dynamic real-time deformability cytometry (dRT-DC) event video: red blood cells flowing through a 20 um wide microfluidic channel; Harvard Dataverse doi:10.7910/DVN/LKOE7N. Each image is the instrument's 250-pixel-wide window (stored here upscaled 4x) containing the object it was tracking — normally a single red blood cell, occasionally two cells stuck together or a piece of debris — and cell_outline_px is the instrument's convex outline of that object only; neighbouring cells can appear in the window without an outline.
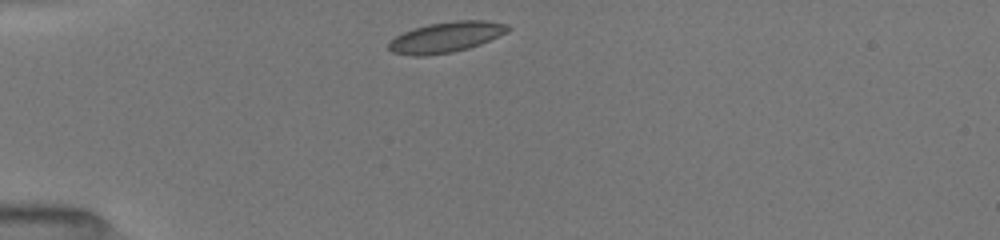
{"species": "common noctule bat (a hibernating species)", "species_latin": "Nyctalus noctula", "temperature_condition": "room temperature", "stored_images_in_passage": 38, "camera_frame_rate_fps": 3000, "um_per_image_px": 0.085, "animal": {"sex": "female", "body_mass_g": 19.5, "forearm_length_mm": 54.1}, "frame": {"image": 1, "passage_image": 1, "time_ms": 0.0, "image_size_px": [1000, 240], "cell_outline_px": [[512, 28], [480, 44], [468, 48], [452, 52], [424, 56], [412, 56], [392, 52], [388, 48], [388, 44], [396, 36], [412, 28], [428, 24], [452, 20], [488, 20], [508, 24]], "centroid_in_image_um": [37.89, 3.14], "position_along_channel_um": 47.1, "area_um2": 21.15}}
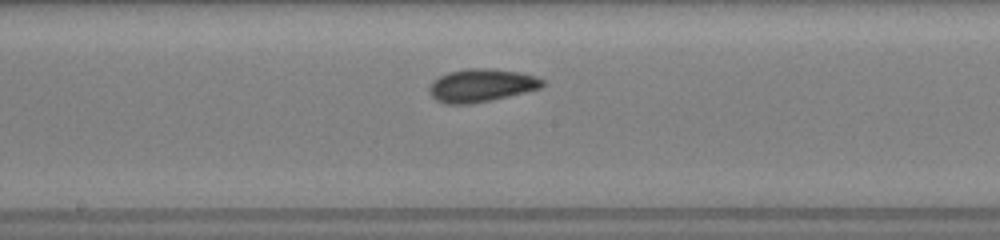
{"frame": {"image": 2, "passage_image": 15, "time_ms": 4.667, "image_size_px": [1000, 240], "cell_outline_px": [[544, 84], [540, 88], [524, 92], [472, 104], [444, 104], [436, 100], [428, 92], [428, 88], [440, 76], [448, 72], [468, 68], [484, 68], [520, 72], [536, 76], [544, 80]], "centroid_in_image_um": [40.9, 7.26], "position_along_channel_um": 207.3, "area_um2": 21.56}}
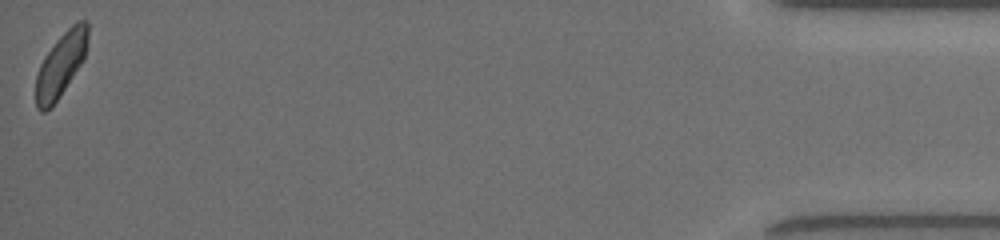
{"frame": {"image": 3, "passage_image": 38, "time_ms": 12.333, "image_size_px": [1000, 240], "cell_outline_px": [[88, 44], [84, 60], [52, 108], [44, 112], [40, 112], [36, 108], [36, 76], [40, 64], [44, 56], [56, 40], [76, 20], [88, 20]], "centroid_in_image_um": [5.18, 5.5], "position_along_channel_um": 430.0, "area_um2": 19.71}, "authors_computed_cell_mechanics": {"area_um2": 20.519, "velocity_mm_per_s": 4.0158, "shape_relaxation_time_tau1_ms": 2.231, "shape_relaxation_time_tau2_ms": 2.9883, "deformation_change_tau1": 0.0909, "deformation_change_tau2": 0.0676}}